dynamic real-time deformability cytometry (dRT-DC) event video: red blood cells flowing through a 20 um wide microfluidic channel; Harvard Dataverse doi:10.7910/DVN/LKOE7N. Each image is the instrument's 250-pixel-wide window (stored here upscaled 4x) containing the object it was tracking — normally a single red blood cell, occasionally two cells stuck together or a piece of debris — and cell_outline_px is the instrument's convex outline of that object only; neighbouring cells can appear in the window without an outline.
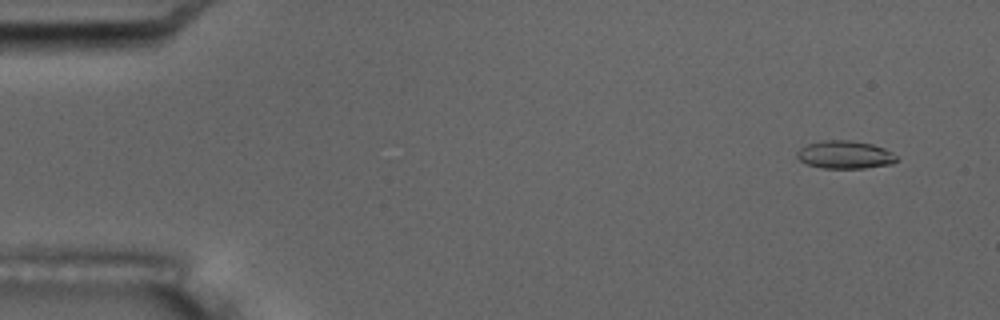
{"species": "common noctule bat (a hibernating species)", "species_latin": "Nyctalus noctula", "temperature_condition": "room temperature", "stored_images_in_passage": 6, "camera_frame_rate_fps": 3000, "um_per_image_px": 0.085, "animal": {"sex": "male", "body_mass_g": 17.5, "forearm_length_mm": 52.3}, "frame": {"image": 1, "passage_image": 1, "time_ms": 0.0, "image_size_px": [1000, 320], "cell_outline_px": [[896, 160], [892, 164], [864, 168], [820, 168], [808, 164], [800, 160], [796, 156], [796, 152], [800, 148], [808, 144], [824, 140], [852, 140], [872, 144], [884, 148], [892, 152], [896, 156]], "centroid_in_image_um": [71.81, 13.15], "position_along_channel_um": 13.2, "area_um2": 16.18}}